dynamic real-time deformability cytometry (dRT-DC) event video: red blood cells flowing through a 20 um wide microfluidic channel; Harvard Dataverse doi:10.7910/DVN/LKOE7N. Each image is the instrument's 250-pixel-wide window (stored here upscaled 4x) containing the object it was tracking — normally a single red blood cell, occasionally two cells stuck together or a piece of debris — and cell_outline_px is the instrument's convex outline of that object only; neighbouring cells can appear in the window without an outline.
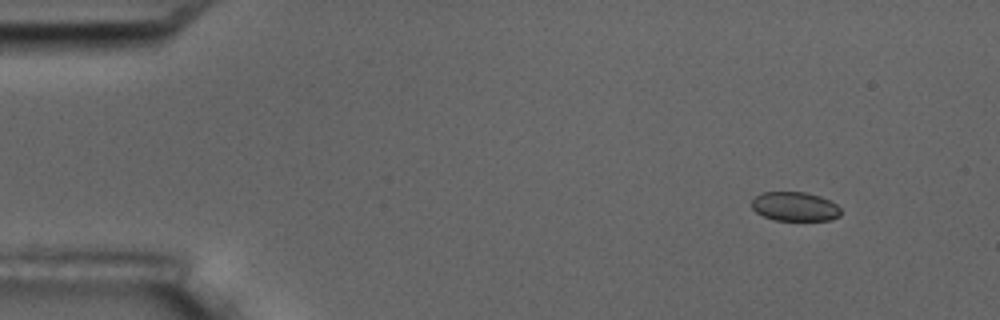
{"species": "common noctule bat (a hibernating species)", "species_latin": "Nyctalus noctula", "temperature_condition": "room temperature", "stored_images_in_passage": 5, "camera_frame_rate_fps": 3000, "um_per_image_px": 0.085, "animal": {"sex": "male", "body_mass_g": 17.5, "forearm_length_mm": 52.3}, "frame": {"image": 1, "passage_image": 2, "time_ms": 1.0, "image_size_px": [1000, 320], "cell_outline_px": [[840, 216], [832, 220], [776, 220], [764, 216], [756, 212], [752, 208], [752, 200], [760, 192], [804, 192], [820, 196], [836, 204], [840, 208]], "centroid_in_image_um": [67.56, 17.55], "position_along_channel_um": 17.4, "area_um2": 15.09}}